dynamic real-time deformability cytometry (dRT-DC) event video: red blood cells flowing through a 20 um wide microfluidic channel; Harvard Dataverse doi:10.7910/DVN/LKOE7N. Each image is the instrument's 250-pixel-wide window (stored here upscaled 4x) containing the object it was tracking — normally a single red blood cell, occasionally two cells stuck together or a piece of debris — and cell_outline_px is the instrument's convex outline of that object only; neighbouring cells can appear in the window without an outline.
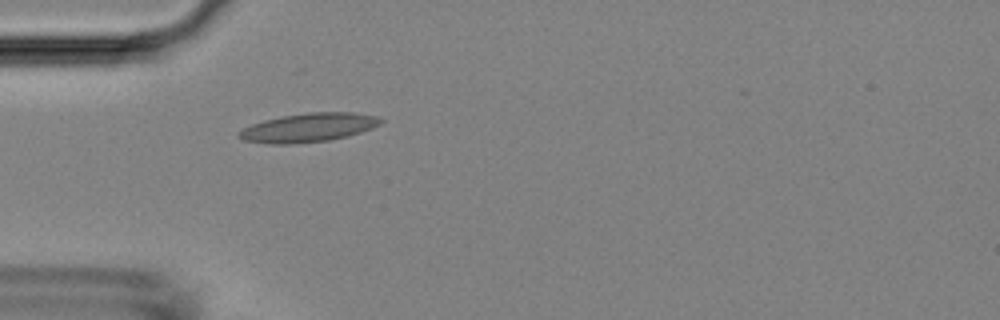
{"species": "Egyptian fruit bat (a non-hibernating species)", "species_latin": "Rousettus aegyptiacus", "temperature_condition": "room temperature", "stored_images_in_passage": 4, "camera_frame_rate_fps": 3000, "um_per_image_px": 0.085, "animal": {"sex": "female"}, "frame": {"image": 1, "passage_image": 4, "time_ms": 4.333, "image_size_px": [1000, 320], "cell_outline_px": [[384, 120], [380, 124], [372, 128], [348, 136], [328, 140], [292, 144], [268, 144], [244, 140], [236, 136], [236, 132], [252, 124], [264, 120], [284, 116], [308, 112], [352, 112], [376, 116]], "centroid_in_image_um": [26.2, 10.85], "position_along_channel_um": 58.8, "area_um2": 23.76}}